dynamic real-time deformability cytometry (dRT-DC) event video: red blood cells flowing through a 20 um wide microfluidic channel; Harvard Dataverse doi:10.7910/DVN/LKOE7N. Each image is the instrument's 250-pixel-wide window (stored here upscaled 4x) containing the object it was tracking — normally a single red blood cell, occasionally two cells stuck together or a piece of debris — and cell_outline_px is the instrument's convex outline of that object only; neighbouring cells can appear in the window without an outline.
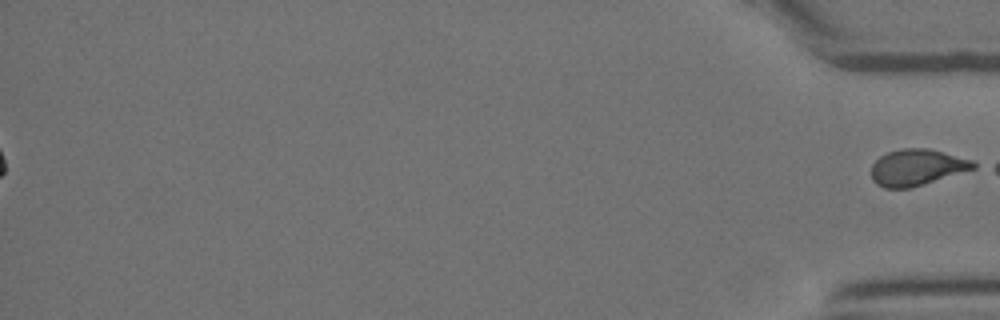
{"species": "Egyptian fruit bat (a non-hibernating species)", "species_latin": "Rousettus aegyptiacus", "temperature_condition": "room temperature", "stored_images_in_passage": 45, "segment_of_instrument_passage": [2, 2], "camera_frame_rate_fps": 3000, "um_per_image_px": 0.085, "animal": {"sex": "female"}, "frame": {"image": 1, "passage_image": 45, "time_ms": 14.667, "image_size_px": [1000, 320], "cell_outline_px": [[980, 164], [976, 168], [908, 188], [884, 188], [876, 184], [872, 180], [872, 164], [880, 156], [888, 152], [904, 148], [928, 148], [972, 160]], "centroid_in_image_um": [77.93, 14.22], "position_along_channel_um": 357.3, "area_um2": 21.39}}